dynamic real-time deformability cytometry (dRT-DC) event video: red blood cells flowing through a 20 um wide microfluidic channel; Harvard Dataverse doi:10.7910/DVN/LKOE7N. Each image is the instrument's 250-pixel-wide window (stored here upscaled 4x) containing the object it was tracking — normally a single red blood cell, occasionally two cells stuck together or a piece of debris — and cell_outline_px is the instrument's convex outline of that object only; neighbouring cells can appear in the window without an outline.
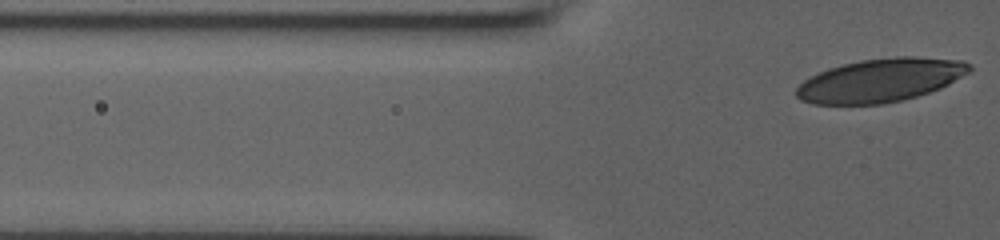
{"species": "human", "species_latin": "Homo sapiens", "temperature_condition": "room temperature", "stored_images_in_passage": 6, "segment_of_instrument_passage": [2, 2], "camera_frame_rate_fps": 3000, "um_per_image_px": 0.085, "donor": {"sex": "male"}, "frame": {"image": 1, "passage_image": 6, "time_ms": 6.333, "image_size_px": [1000, 240], "cell_outline_px": [[972, 68], [968, 72], [948, 84], [940, 88], [904, 100], [884, 104], [812, 104], [800, 100], [796, 96], [796, 88], [804, 80], [828, 68], [860, 60], [896, 56], [916, 56], [964, 60], [972, 64]], "centroid_in_image_um": [74.85, 6.82], "position_along_channel_um": 50.9, "area_um2": 43.87}}